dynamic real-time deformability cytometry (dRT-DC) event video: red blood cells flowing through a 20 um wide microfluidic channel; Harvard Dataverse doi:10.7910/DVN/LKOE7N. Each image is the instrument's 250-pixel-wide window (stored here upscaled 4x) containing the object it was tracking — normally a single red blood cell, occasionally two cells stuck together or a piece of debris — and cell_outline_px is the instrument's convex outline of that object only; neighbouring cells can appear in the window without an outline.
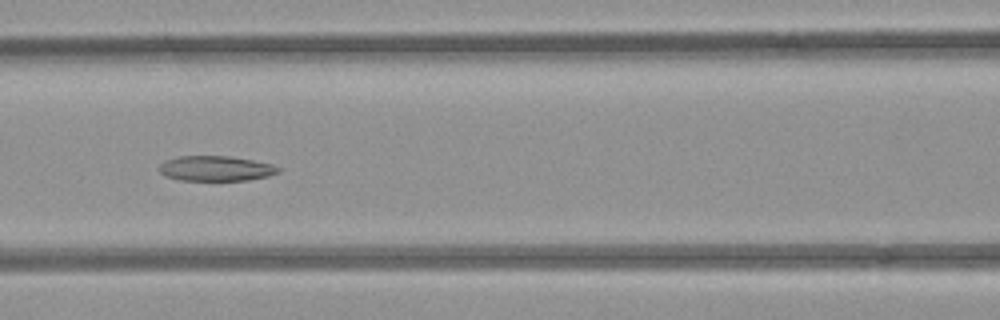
{"species": "common noctule bat (a hibernating species)", "species_latin": "Nyctalus noctula", "temperature_condition": "room temperature", "stored_images_in_passage": 9, "camera_frame_rate_fps": 3000, "um_per_image_px": 0.085, "animal": {"sex": "female", "body_mass_g": 21.9}, "frame": {"image": 1, "passage_image": 7, "time_ms": 7.667, "image_size_px": [1000, 320], "cell_outline_px": [[280, 172], [268, 176], [248, 180], [180, 180], [164, 176], [160, 172], [160, 164], [168, 160], [180, 156], [228, 156], [252, 160], [272, 164], [280, 168]], "centroid_in_image_um": [18.36, 14.32], "position_along_channel_um": 148.2, "area_um2": 17.28}}
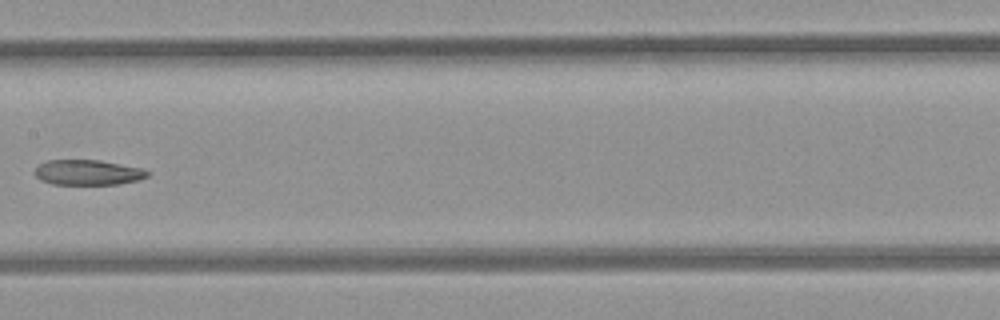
{"frame": {"image": 2, "passage_image": 8, "time_ms": 9.0, "image_size_px": [1000, 320], "cell_outline_px": [[152, 172], [148, 176], [140, 180], [120, 184], [52, 184], [40, 180], [36, 176], [36, 168], [40, 164], [48, 160], [100, 160], [140, 168]], "centroid_in_image_um": [7.51, 14.66], "position_along_channel_um": 199.9, "area_um2": 16.53}}
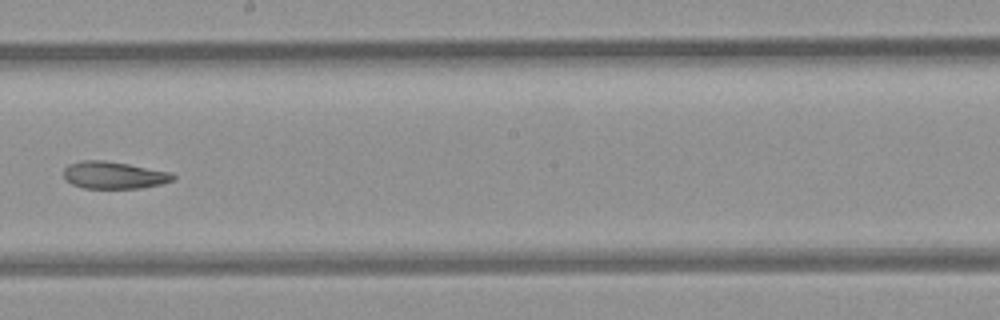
{"frame": {"image": 3, "passage_image": 9, "time_ms": 10.0, "image_size_px": [1000, 320], "cell_outline_px": [[176, 176], [172, 180], [160, 184], [140, 188], [84, 188], [72, 184], [64, 180], [64, 168], [68, 164], [84, 160], [104, 160], [128, 164], [172, 172]], "centroid_in_image_um": [9.66, 14.88], "position_along_channel_um": 238.5, "area_um2": 17.34}}